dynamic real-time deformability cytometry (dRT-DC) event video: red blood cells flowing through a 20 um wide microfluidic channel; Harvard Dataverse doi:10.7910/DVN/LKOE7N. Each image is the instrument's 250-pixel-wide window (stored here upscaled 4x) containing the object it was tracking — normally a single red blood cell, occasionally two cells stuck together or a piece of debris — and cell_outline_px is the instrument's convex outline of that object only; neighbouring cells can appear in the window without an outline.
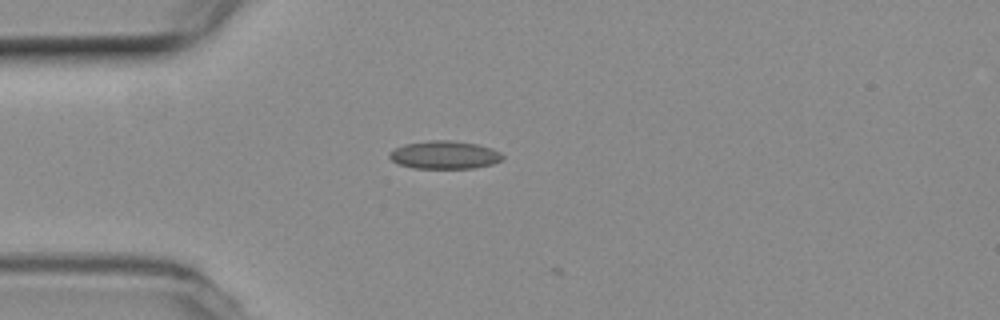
{"species": "common noctule bat (a hibernating species)", "species_latin": "Nyctalus noctula", "temperature_condition": "room temperature", "stored_images_in_passage": 6, "camera_frame_rate_fps": 3000, "um_per_image_px": 0.085, "animal": {"sex": "female", "body_mass_g": 19.3, "forearm_length_mm": 54.1}, "frame": {"image": 1, "passage_image": 1, "time_ms": 0.0, "image_size_px": [1000, 320], "cell_outline_px": [[504, 160], [492, 164], [472, 168], [412, 168], [400, 164], [392, 160], [388, 156], [388, 152], [404, 144], [428, 140], [452, 140], [476, 144], [492, 148], [500, 152], [504, 156]], "centroid_in_image_um": [37.8, 13.16], "position_along_channel_um": 47.2, "area_um2": 18.55}}
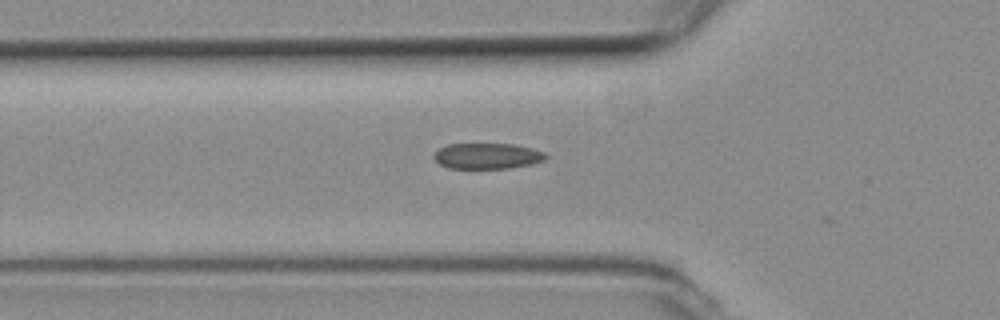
{"frame": {"image": 2, "passage_image": 5, "time_ms": 1.333, "image_size_px": [1000, 320], "cell_outline_px": [[548, 156], [544, 160], [532, 164], [508, 168], [448, 168], [440, 164], [432, 156], [440, 148], [448, 144], [512, 144], [532, 148], [544, 152]], "centroid_in_image_um": [41.43, 13.26], "position_along_channel_um": 84.4, "area_um2": 16.7}}